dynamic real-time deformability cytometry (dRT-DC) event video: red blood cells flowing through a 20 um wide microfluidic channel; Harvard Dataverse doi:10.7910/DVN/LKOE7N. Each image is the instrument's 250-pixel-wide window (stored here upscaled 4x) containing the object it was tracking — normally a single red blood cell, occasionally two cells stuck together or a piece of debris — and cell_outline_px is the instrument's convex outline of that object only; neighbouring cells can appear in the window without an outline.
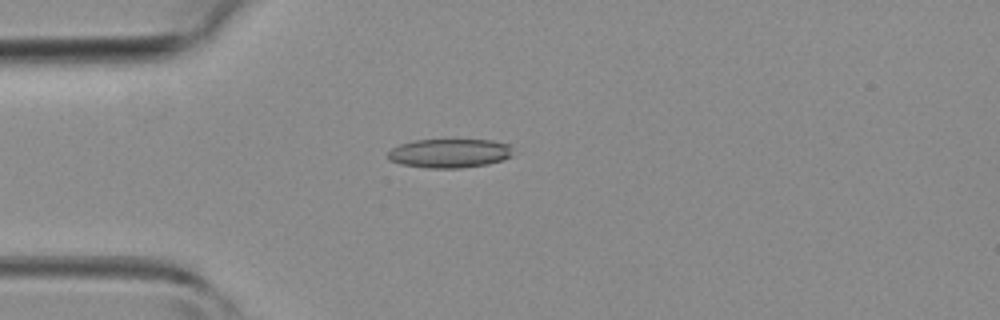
{"species": "common noctule bat (a hibernating species)", "species_latin": "Nyctalus noctula", "temperature_condition": "room temperature", "stored_images_in_passage": 3, "camera_frame_rate_fps": 3000, "um_per_image_px": 0.085, "animal": {"sex": "female", "body_mass_g": 19.3, "forearm_length_mm": 54.1}, "frame": {"image": 1, "passage_image": 2, "time_ms": 1.333, "image_size_px": [1000, 320], "cell_outline_px": [[512, 156], [504, 160], [488, 164], [460, 168], [428, 168], [400, 164], [388, 160], [388, 152], [392, 148], [400, 144], [412, 140], [492, 140], [508, 144]], "centroid_in_image_um": [38.18, 13.03], "position_along_channel_um": 46.8, "area_um2": 21.15}}
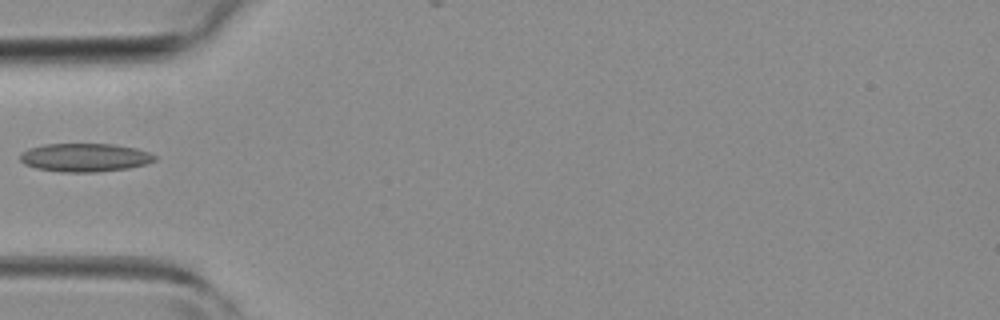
{"frame": {"image": 2, "passage_image": 3, "time_ms": 2.333, "image_size_px": [1000, 320], "cell_outline_px": [[156, 160], [148, 164], [128, 168], [96, 172], [60, 172], [36, 168], [24, 164], [20, 160], [20, 152], [28, 148], [44, 144], [112, 144], [136, 148], [148, 152], [156, 156]], "centroid_in_image_um": [7.2, 13.39], "position_along_channel_um": 77.8, "area_um2": 22.43}}